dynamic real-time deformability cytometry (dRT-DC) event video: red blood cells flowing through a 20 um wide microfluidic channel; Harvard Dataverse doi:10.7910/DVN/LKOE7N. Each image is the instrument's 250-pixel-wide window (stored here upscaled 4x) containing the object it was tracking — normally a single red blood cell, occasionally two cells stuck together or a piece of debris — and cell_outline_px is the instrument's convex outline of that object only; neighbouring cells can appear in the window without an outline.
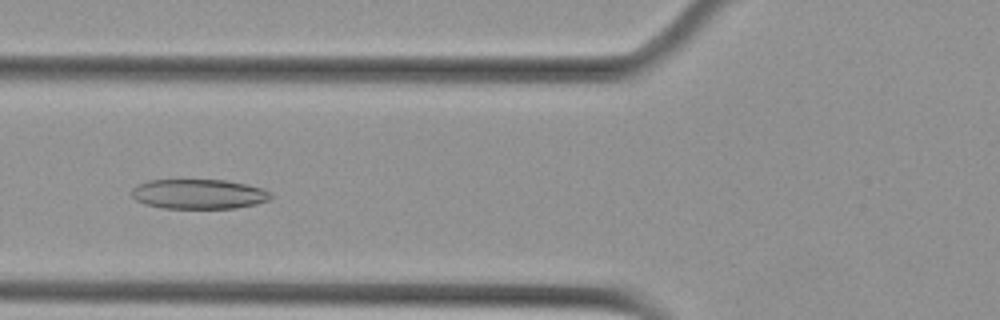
{"species": "Egyptian fruit bat (a non-hibernating species)", "species_latin": "Rousettus aegyptiacus", "temperature_condition": "cold", "stored_images_in_passage": 7, "camera_frame_rate_fps": 3000, "um_per_image_px": 0.085, "animal": {"sex": "female"}, "frame": {"image": 1, "passage_image": 5, "time_ms": 1.333, "image_size_px": [1000, 320], "cell_outline_px": [[272, 196], [268, 200], [256, 204], [236, 208], [160, 208], [144, 204], [136, 200], [132, 196], [132, 188], [136, 184], [148, 180], [224, 180], [248, 184], [272, 192]], "centroid_in_image_um": [16.87, 16.49], "position_along_channel_um": 108.9, "area_um2": 24.28}}
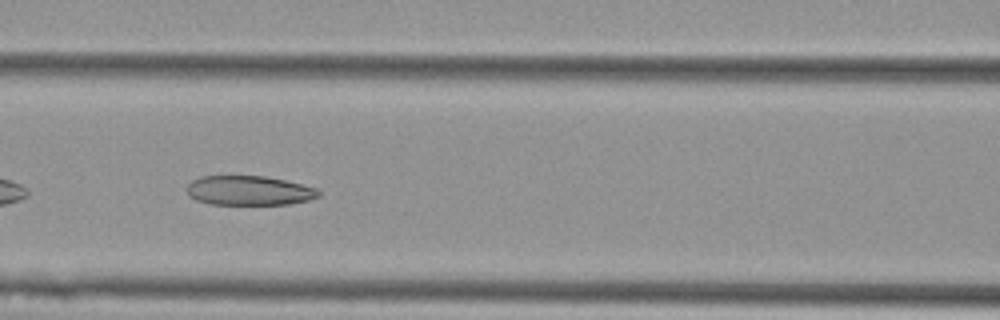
{"frame": {"image": 2, "passage_image": 6, "time_ms": 1.667, "image_size_px": [1000, 320], "cell_outline_px": [[320, 196], [308, 200], [288, 204], [208, 204], [196, 200], [188, 196], [188, 184], [192, 180], [200, 176], [264, 176], [284, 180], [316, 188], [320, 192]], "centroid_in_image_um": [21.14, 16.2], "position_along_channel_um": 145.5, "area_um2": 22.54}}
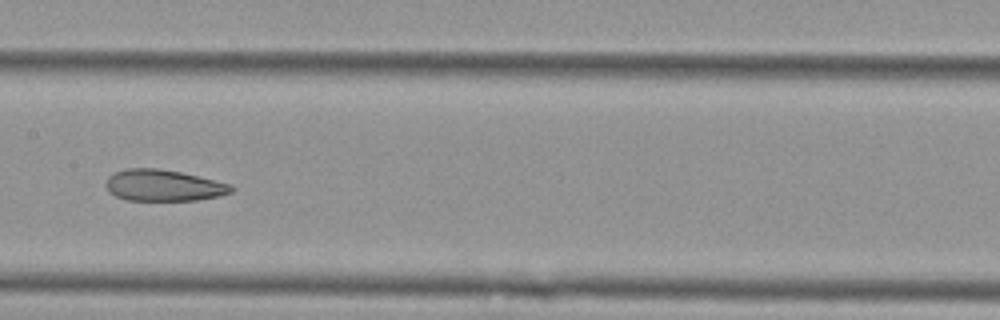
{"frame": {"image": 3, "passage_image": 7, "time_ms": 2.0, "image_size_px": [1000, 320], "cell_outline_px": [[236, 188], [232, 192], [220, 196], [196, 200], [128, 200], [116, 196], [108, 192], [104, 184], [108, 176], [116, 172], [128, 168], [156, 168], [180, 172], [232, 184]], "centroid_in_image_um": [13.9, 15.76], "position_along_channel_um": 193.5, "area_um2": 23.0}}